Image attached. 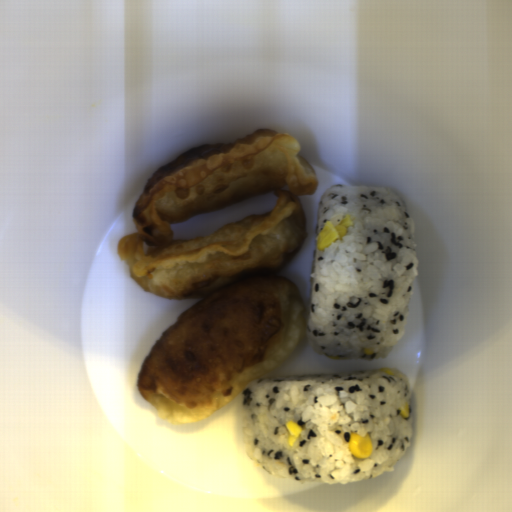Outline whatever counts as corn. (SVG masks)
I'll return each instance as SVG.
<instances>
[{"label": "corn", "instance_id": "5cfa1b94", "mask_svg": "<svg viewBox=\"0 0 512 512\" xmlns=\"http://www.w3.org/2000/svg\"><path fill=\"white\" fill-rule=\"evenodd\" d=\"M284 426H285L286 431L289 433L288 444H289V446L292 447L293 444L295 443V441L297 440V438L302 433L303 429L299 423H297L293 420L286 422L284 424Z\"/></svg>", "mask_w": 512, "mask_h": 512}, {"label": "corn", "instance_id": "2b8c4276", "mask_svg": "<svg viewBox=\"0 0 512 512\" xmlns=\"http://www.w3.org/2000/svg\"><path fill=\"white\" fill-rule=\"evenodd\" d=\"M364 353H365V355H368V356L369 355H373L374 350H373V348H367L366 347L365 350H364Z\"/></svg>", "mask_w": 512, "mask_h": 512}, {"label": "corn", "instance_id": "cfcad685", "mask_svg": "<svg viewBox=\"0 0 512 512\" xmlns=\"http://www.w3.org/2000/svg\"><path fill=\"white\" fill-rule=\"evenodd\" d=\"M400 411H401V415L404 417V418H408L409 419V416H410V405L408 403H404V405L400 408Z\"/></svg>", "mask_w": 512, "mask_h": 512}, {"label": "corn", "instance_id": "79e197a2", "mask_svg": "<svg viewBox=\"0 0 512 512\" xmlns=\"http://www.w3.org/2000/svg\"><path fill=\"white\" fill-rule=\"evenodd\" d=\"M379 370H381L382 372L388 373V374H390V375H394V373H393L391 370H389L388 368H385V367H384V368H381V369H379ZM394 376H395V375H394Z\"/></svg>", "mask_w": 512, "mask_h": 512}, {"label": "corn", "instance_id": "51d56268", "mask_svg": "<svg viewBox=\"0 0 512 512\" xmlns=\"http://www.w3.org/2000/svg\"><path fill=\"white\" fill-rule=\"evenodd\" d=\"M355 223L348 215L338 225L329 219L325 222L320 234L316 238V246L321 252L330 247L335 241H343L342 237L348 232L347 228Z\"/></svg>", "mask_w": 512, "mask_h": 512}, {"label": "corn", "instance_id": "f1292c28", "mask_svg": "<svg viewBox=\"0 0 512 512\" xmlns=\"http://www.w3.org/2000/svg\"><path fill=\"white\" fill-rule=\"evenodd\" d=\"M351 454L357 458L367 459L373 452L374 445L369 437V434L360 436L357 433H353L348 443Z\"/></svg>", "mask_w": 512, "mask_h": 512}]
</instances>
